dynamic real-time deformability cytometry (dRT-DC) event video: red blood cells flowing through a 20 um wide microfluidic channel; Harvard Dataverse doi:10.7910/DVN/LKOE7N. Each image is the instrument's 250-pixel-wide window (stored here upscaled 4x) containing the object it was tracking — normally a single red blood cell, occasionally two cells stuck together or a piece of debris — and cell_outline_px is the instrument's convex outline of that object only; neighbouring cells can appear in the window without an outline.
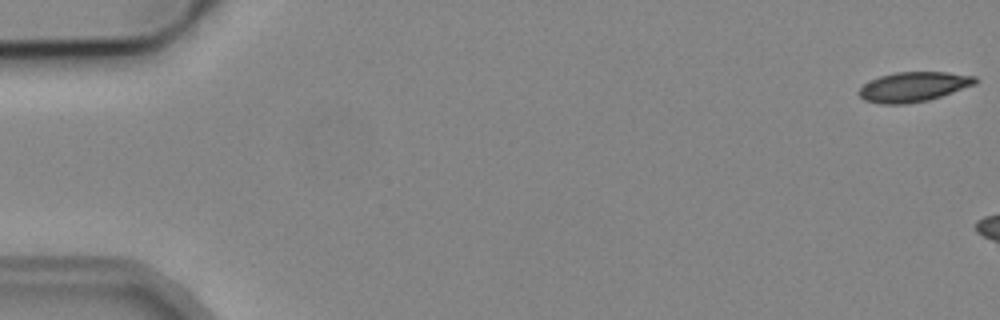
{"species": "common noctule bat (a hibernating species)", "species_latin": "Nyctalus noctula", "temperature_condition": "cold", "stored_images_in_passage": 3, "camera_frame_rate_fps": 3000, "um_per_image_px": 0.085, "animal": {"sex": "male", "body_mass_g": 19.2, "forearm_length_mm": 51.8}, "frame": {"image": 1, "passage_image": 1, "time_ms": 0.0, "image_size_px": [1000, 320], "cell_outline_px": [[980, 80], [976, 84], [928, 100], [908, 104], [880, 104], [864, 100], [856, 92], [864, 84], [880, 76], [896, 72], [948, 72], [976, 76]], "centroid_in_image_um": [77.65, 7.38], "position_along_channel_um": 7.3, "area_um2": 20.23}}